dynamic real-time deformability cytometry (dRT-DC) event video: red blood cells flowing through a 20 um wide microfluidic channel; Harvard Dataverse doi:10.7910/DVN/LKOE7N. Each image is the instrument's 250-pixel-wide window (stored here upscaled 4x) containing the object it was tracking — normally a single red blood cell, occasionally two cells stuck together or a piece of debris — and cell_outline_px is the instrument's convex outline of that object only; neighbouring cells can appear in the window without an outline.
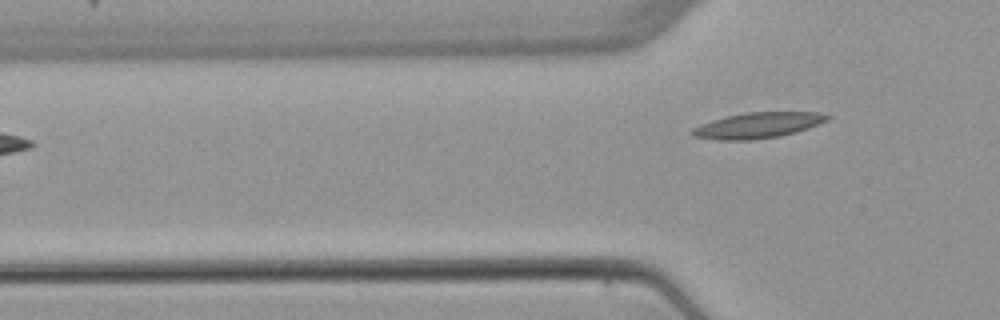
{"species": "common noctule bat (a hibernating species)", "species_latin": "Nyctalus noctula", "temperature_condition": "warm", "stored_images_in_passage": 7, "camera_frame_rate_fps": 3000, "um_per_image_px": 0.085, "animal": {"sex": "female", "body_mass_g": 22.7, "forearm_length_mm": 54.2}, "frame": {"image": 1, "passage_image": 7, "time_ms": 7.333, "image_size_px": [1000, 320], "cell_outline_px": [[832, 116], [828, 120], [808, 128], [796, 132], [780, 136], [752, 140], [716, 140], [692, 136], [688, 132], [692, 128], [700, 124], [712, 120], [744, 112], [820, 112]], "centroid_in_image_um": [64.39, 10.65], "position_along_channel_um": 61.4, "area_um2": 20.4}}